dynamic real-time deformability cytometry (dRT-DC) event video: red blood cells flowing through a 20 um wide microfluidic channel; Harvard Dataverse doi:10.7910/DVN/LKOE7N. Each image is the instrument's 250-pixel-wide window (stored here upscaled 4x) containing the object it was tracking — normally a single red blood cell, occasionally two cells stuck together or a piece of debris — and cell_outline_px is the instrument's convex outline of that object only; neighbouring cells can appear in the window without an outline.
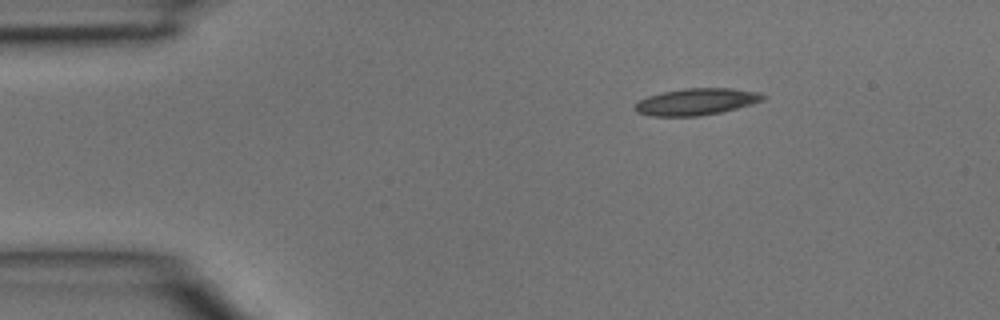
{"species": "common noctule bat (a hibernating species)", "species_latin": "Nyctalus noctula", "temperature_condition": "room temperature", "stored_images_in_passage": 3, "camera_frame_rate_fps": 3000, "um_per_image_px": 0.085, "animal": {"sex": "male", "body_mass_g": 15.6}, "frame": {"image": 1, "passage_image": 1, "time_ms": 0.0, "image_size_px": [1000, 320], "cell_outline_px": [[768, 96], [764, 100], [752, 104], [720, 112], [696, 116], [652, 116], [636, 112], [632, 108], [640, 100], [648, 96], [660, 92], [684, 88], [732, 88], [760, 92]], "centroid_in_image_um": [59.2, 8.63], "position_along_channel_um": 25.8, "area_um2": 20.06}}
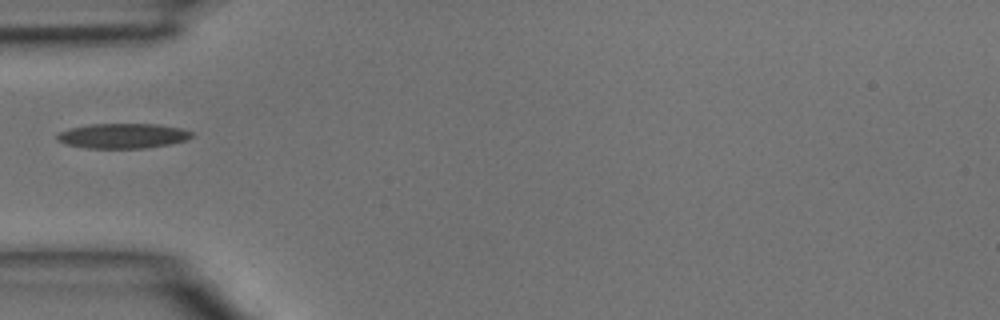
{"frame": {"image": 2, "passage_image": 3, "time_ms": 0.667, "image_size_px": [1000, 320], "cell_outline_px": [[196, 136], [188, 140], [148, 148], [88, 148], [64, 144], [56, 140], [56, 136], [60, 132], [68, 128], [92, 124], [156, 124], [184, 128], [192, 132]], "centroid_in_image_um": [10.47, 11.55], "position_along_channel_um": 74.5, "area_um2": 19.83}}